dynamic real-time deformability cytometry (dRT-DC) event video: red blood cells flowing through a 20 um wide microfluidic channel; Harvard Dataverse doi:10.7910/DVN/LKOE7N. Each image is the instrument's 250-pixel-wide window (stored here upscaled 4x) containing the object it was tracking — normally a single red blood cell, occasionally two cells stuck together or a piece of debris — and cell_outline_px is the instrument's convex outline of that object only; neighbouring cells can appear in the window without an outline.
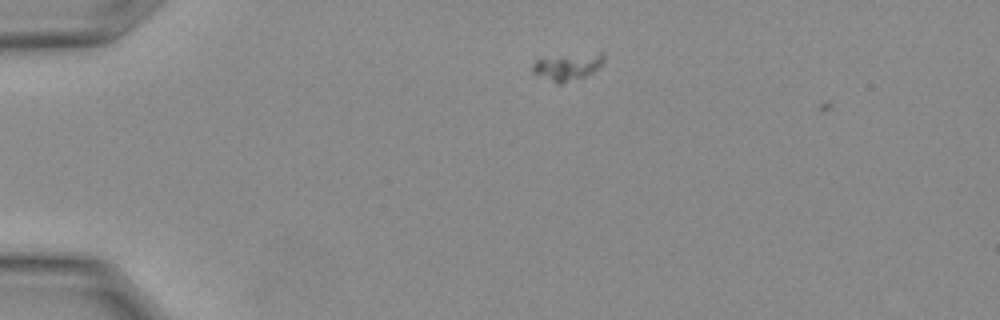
{"species": "Egyptian fruit bat (a non-hibernating species)", "species_latin": "Rousettus aegyptiacus", "temperature_condition": "warm", "stored_images_in_passage": 3, "camera_frame_rate_fps": 3000, "um_per_image_px": 0.085, "animal": {"sex": "female"}, "frame": {"image": 1, "passage_image": 1, "time_ms": 0.0, "image_size_px": [1000, 320], "cell_outline_px": [[604, 60], [592, 72], [584, 76], [560, 84], [556, 84], [532, 72], [532, 64], [536, 60], [600, 52], [604, 56]], "centroid_in_image_um": [48.21, 5.7], "position_along_channel_um": 36.8, "area_um2": 10.58}}